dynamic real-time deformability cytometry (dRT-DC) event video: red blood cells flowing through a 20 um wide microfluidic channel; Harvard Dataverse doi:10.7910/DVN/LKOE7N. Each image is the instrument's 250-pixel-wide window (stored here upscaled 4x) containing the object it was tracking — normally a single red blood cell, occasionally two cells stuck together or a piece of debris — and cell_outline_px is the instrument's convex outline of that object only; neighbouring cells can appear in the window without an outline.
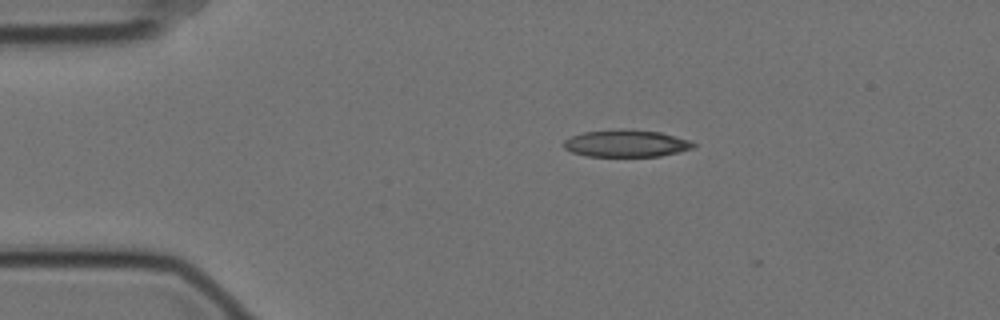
{"species": "Egyptian fruit bat (a non-hibernating species)", "species_latin": "Rousettus aegyptiacus", "temperature_condition": "cold", "stored_images_in_passage": 2, "camera_frame_rate_fps": 3000, "um_per_image_px": 0.085, "animal": {"sex": "female"}, "frame": {"image": 1, "passage_image": 1, "time_ms": 0.0, "image_size_px": [1000, 320], "cell_outline_px": [[696, 144], [692, 148], [660, 156], [588, 156], [572, 152], [564, 148], [564, 140], [572, 136], [584, 132], [620, 128], [628, 128], [660, 132], [688, 140]], "centroid_in_image_um": [53.19, 12.17], "position_along_channel_um": 31.8, "area_um2": 20.4}}